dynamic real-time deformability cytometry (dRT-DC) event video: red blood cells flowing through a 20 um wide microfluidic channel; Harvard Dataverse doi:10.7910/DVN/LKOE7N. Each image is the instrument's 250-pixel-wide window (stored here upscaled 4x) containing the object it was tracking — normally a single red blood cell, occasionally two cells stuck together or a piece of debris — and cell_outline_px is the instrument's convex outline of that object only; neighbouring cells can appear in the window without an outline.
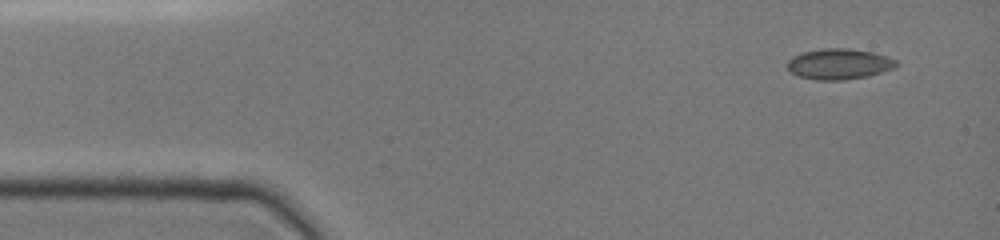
{"species": "common noctule bat (a hibernating species)", "species_latin": "Nyctalus noctula", "temperature_condition": "cold", "stored_images_in_passage": 5, "camera_frame_rate_fps": 3000, "um_per_image_px": 0.085, "animal": {"sex": "female", "body_mass_g": 19.0, "forearm_length_mm": 51.5}, "frame": {"image": 1, "passage_image": 1, "time_ms": 0.0, "image_size_px": [1000, 240], "cell_outline_px": [[900, 64], [896, 68], [868, 76], [844, 80], [816, 80], [800, 76], [792, 72], [788, 68], [788, 60], [792, 56], [800, 52], [820, 48], [848, 48], [872, 52], [896, 60]], "centroid_in_image_um": [71.33, 5.43], "position_along_channel_um": 13.7, "area_um2": 19.59}}
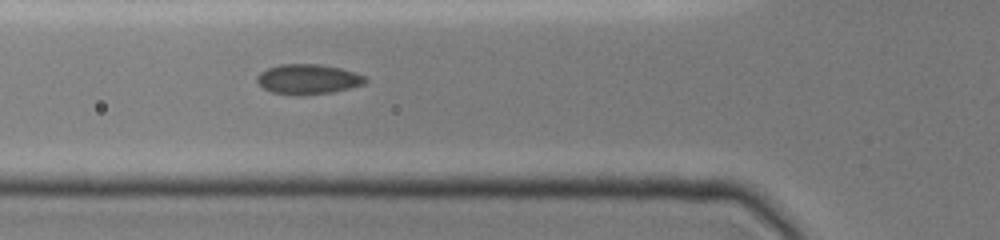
{"frame": {"image": 2, "passage_image": 5, "time_ms": 4.333, "image_size_px": [1000, 240], "cell_outline_px": [[368, 80], [364, 84], [332, 92], [300, 96], [272, 92], [264, 88], [256, 80], [256, 76], [260, 72], [268, 68], [280, 64], [320, 64], [340, 68], [364, 76]], "centroid_in_image_um": [26.16, 6.73], "position_along_channel_um": 99.6, "area_um2": 18.84}}